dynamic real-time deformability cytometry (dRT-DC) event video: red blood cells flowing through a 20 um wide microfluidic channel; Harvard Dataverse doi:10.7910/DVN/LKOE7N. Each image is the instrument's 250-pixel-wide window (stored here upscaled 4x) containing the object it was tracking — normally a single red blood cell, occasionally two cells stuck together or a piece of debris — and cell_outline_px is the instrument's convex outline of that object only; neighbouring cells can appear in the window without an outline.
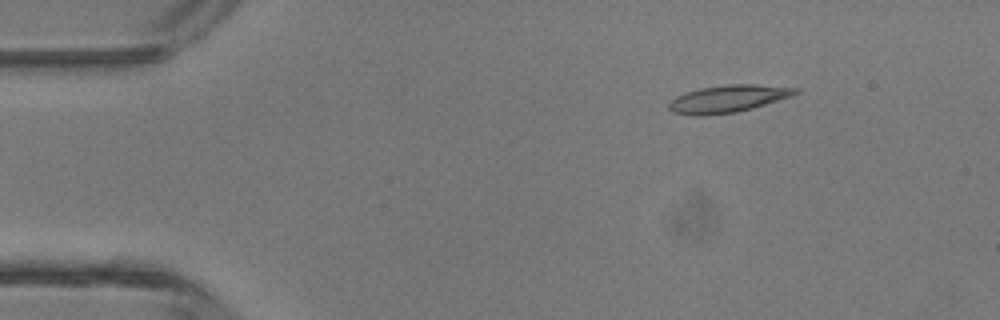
{"species": "common noctule bat (a hibernating species)", "species_latin": "Nyctalus noctula", "temperature_condition": "room temperature", "stored_images_in_passage": 3, "camera_frame_rate_fps": 3000, "um_per_image_px": 0.085, "animal": {"sex": "male", "body_mass_g": 13.3}, "frame": {"image": 1, "passage_image": 2, "time_ms": 1.333, "image_size_px": [1000, 320], "cell_outline_px": [[800, 92], [792, 96], [752, 108], [736, 112], [672, 112], [668, 108], [668, 104], [676, 96], [700, 88], [728, 84], [756, 84], [800, 88]], "centroid_in_image_um": [62.02, 8.33], "position_along_channel_um": 23.0, "area_um2": 19.13}}